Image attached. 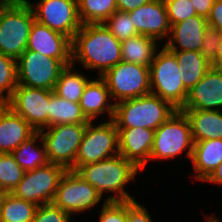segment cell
<instances>
[{
	"instance_id": "6da1fadb",
	"label": "cell",
	"mask_w": 222,
	"mask_h": 222,
	"mask_svg": "<svg viewBox=\"0 0 222 222\" xmlns=\"http://www.w3.org/2000/svg\"><path fill=\"white\" fill-rule=\"evenodd\" d=\"M121 61V41L103 24H82L71 44L72 65L98 70L101 77Z\"/></svg>"
},
{
	"instance_id": "7a4b0ae2",
	"label": "cell",
	"mask_w": 222,
	"mask_h": 222,
	"mask_svg": "<svg viewBox=\"0 0 222 222\" xmlns=\"http://www.w3.org/2000/svg\"><path fill=\"white\" fill-rule=\"evenodd\" d=\"M132 162L120 154L102 161L80 166L76 173L97 189L103 195L112 192L104 201L122 202L135 200L126 187L130 181L140 172Z\"/></svg>"
},
{
	"instance_id": "3957f363",
	"label": "cell",
	"mask_w": 222,
	"mask_h": 222,
	"mask_svg": "<svg viewBox=\"0 0 222 222\" xmlns=\"http://www.w3.org/2000/svg\"><path fill=\"white\" fill-rule=\"evenodd\" d=\"M177 110L170 102L149 93L116 103L113 120L117 128L156 130Z\"/></svg>"
},
{
	"instance_id": "277c9868",
	"label": "cell",
	"mask_w": 222,
	"mask_h": 222,
	"mask_svg": "<svg viewBox=\"0 0 222 222\" xmlns=\"http://www.w3.org/2000/svg\"><path fill=\"white\" fill-rule=\"evenodd\" d=\"M34 21L26 0H4L0 4V53L17 60L27 48Z\"/></svg>"
},
{
	"instance_id": "5b68a950",
	"label": "cell",
	"mask_w": 222,
	"mask_h": 222,
	"mask_svg": "<svg viewBox=\"0 0 222 222\" xmlns=\"http://www.w3.org/2000/svg\"><path fill=\"white\" fill-rule=\"evenodd\" d=\"M149 68L151 93L180 110L186 102L189 91L181 80L175 54L162 46L161 50H157Z\"/></svg>"
},
{
	"instance_id": "8992f818",
	"label": "cell",
	"mask_w": 222,
	"mask_h": 222,
	"mask_svg": "<svg viewBox=\"0 0 222 222\" xmlns=\"http://www.w3.org/2000/svg\"><path fill=\"white\" fill-rule=\"evenodd\" d=\"M193 139L190 123L186 115L177 110L167 121L161 124L154 133L151 160H167L181 156L187 151L186 158L191 160Z\"/></svg>"
},
{
	"instance_id": "52a82bcc",
	"label": "cell",
	"mask_w": 222,
	"mask_h": 222,
	"mask_svg": "<svg viewBox=\"0 0 222 222\" xmlns=\"http://www.w3.org/2000/svg\"><path fill=\"white\" fill-rule=\"evenodd\" d=\"M101 78L105 81L114 104L151 93L148 66L121 61Z\"/></svg>"
},
{
	"instance_id": "ba28073f",
	"label": "cell",
	"mask_w": 222,
	"mask_h": 222,
	"mask_svg": "<svg viewBox=\"0 0 222 222\" xmlns=\"http://www.w3.org/2000/svg\"><path fill=\"white\" fill-rule=\"evenodd\" d=\"M87 123L75 158V171L85 164L102 161L119 154L118 130L113 119L94 125Z\"/></svg>"
},
{
	"instance_id": "9c48e42d",
	"label": "cell",
	"mask_w": 222,
	"mask_h": 222,
	"mask_svg": "<svg viewBox=\"0 0 222 222\" xmlns=\"http://www.w3.org/2000/svg\"><path fill=\"white\" fill-rule=\"evenodd\" d=\"M87 124H58L40 130L50 163L75 171V158Z\"/></svg>"
},
{
	"instance_id": "30bf717a",
	"label": "cell",
	"mask_w": 222,
	"mask_h": 222,
	"mask_svg": "<svg viewBox=\"0 0 222 222\" xmlns=\"http://www.w3.org/2000/svg\"><path fill=\"white\" fill-rule=\"evenodd\" d=\"M66 170L62 165L48 163L33 171H27L11 193L37 206L51 203Z\"/></svg>"
},
{
	"instance_id": "8fae6325",
	"label": "cell",
	"mask_w": 222,
	"mask_h": 222,
	"mask_svg": "<svg viewBox=\"0 0 222 222\" xmlns=\"http://www.w3.org/2000/svg\"><path fill=\"white\" fill-rule=\"evenodd\" d=\"M65 67L58 59L26 49L16 60L18 85L54 91Z\"/></svg>"
},
{
	"instance_id": "7c38bea8",
	"label": "cell",
	"mask_w": 222,
	"mask_h": 222,
	"mask_svg": "<svg viewBox=\"0 0 222 222\" xmlns=\"http://www.w3.org/2000/svg\"><path fill=\"white\" fill-rule=\"evenodd\" d=\"M102 198L97 189L76 171L66 170L59 182L53 203L72 217L73 214H83L91 210Z\"/></svg>"
},
{
	"instance_id": "4fadbf2b",
	"label": "cell",
	"mask_w": 222,
	"mask_h": 222,
	"mask_svg": "<svg viewBox=\"0 0 222 222\" xmlns=\"http://www.w3.org/2000/svg\"><path fill=\"white\" fill-rule=\"evenodd\" d=\"M26 1L38 23L67 36L71 41L82 27L77 0H36L35 3Z\"/></svg>"
},
{
	"instance_id": "5bb4252c",
	"label": "cell",
	"mask_w": 222,
	"mask_h": 222,
	"mask_svg": "<svg viewBox=\"0 0 222 222\" xmlns=\"http://www.w3.org/2000/svg\"><path fill=\"white\" fill-rule=\"evenodd\" d=\"M49 102L50 90L17 85L5 104L40 131L48 127Z\"/></svg>"
},
{
	"instance_id": "9a60e30c",
	"label": "cell",
	"mask_w": 222,
	"mask_h": 222,
	"mask_svg": "<svg viewBox=\"0 0 222 222\" xmlns=\"http://www.w3.org/2000/svg\"><path fill=\"white\" fill-rule=\"evenodd\" d=\"M138 34L151 37L160 42L168 39L170 24L164 0H151L128 12Z\"/></svg>"
},
{
	"instance_id": "2e32d148",
	"label": "cell",
	"mask_w": 222,
	"mask_h": 222,
	"mask_svg": "<svg viewBox=\"0 0 222 222\" xmlns=\"http://www.w3.org/2000/svg\"><path fill=\"white\" fill-rule=\"evenodd\" d=\"M71 44L72 41L67 36L53 31L35 20L30 30L26 49L58 59L65 66H69L71 65Z\"/></svg>"
},
{
	"instance_id": "e0dca14e",
	"label": "cell",
	"mask_w": 222,
	"mask_h": 222,
	"mask_svg": "<svg viewBox=\"0 0 222 222\" xmlns=\"http://www.w3.org/2000/svg\"><path fill=\"white\" fill-rule=\"evenodd\" d=\"M180 110H222V71L211 66L189 90Z\"/></svg>"
},
{
	"instance_id": "ac0fdd59",
	"label": "cell",
	"mask_w": 222,
	"mask_h": 222,
	"mask_svg": "<svg viewBox=\"0 0 222 222\" xmlns=\"http://www.w3.org/2000/svg\"><path fill=\"white\" fill-rule=\"evenodd\" d=\"M119 154L142 170L150 162L155 130L117 128Z\"/></svg>"
},
{
	"instance_id": "d6986e66",
	"label": "cell",
	"mask_w": 222,
	"mask_h": 222,
	"mask_svg": "<svg viewBox=\"0 0 222 222\" xmlns=\"http://www.w3.org/2000/svg\"><path fill=\"white\" fill-rule=\"evenodd\" d=\"M207 18L195 15L171 25L170 34L164 46L170 51H201Z\"/></svg>"
},
{
	"instance_id": "ffe728a7",
	"label": "cell",
	"mask_w": 222,
	"mask_h": 222,
	"mask_svg": "<svg viewBox=\"0 0 222 222\" xmlns=\"http://www.w3.org/2000/svg\"><path fill=\"white\" fill-rule=\"evenodd\" d=\"M35 132L20 115L0 104V153H11Z\"/></svg>"
},
{
	"instance_id": "44dd1931",
	"label": "cell",
	"mask_w": 222,
	"mask_h": 222,
	"mask_svg": "<svg viewBox=\"0 0 222 222\" xmlns=\"http://www.w3.org/2000/svg\"><path fill=\"white\" fill-rule=\"evenodd\" d=\"M79 105L89 121L96 120L99 115H103L105 112L109 116V120L113 119L115 104L105 81L101 77L87 82Z\"/></svg>"
},
{
	"instance_id": "7402d4cb",
	"label": "cell",
	"mask_w": 222,
	"mask_h": 222,
	"mask_svg": "<svg viewBox=\"0 0 222 222\" xmlns=\"http://www.w3.org/2000/svg\"><path fill=\"white\" fill-rule=\"evenodd\" d=\"M191 163L196 180L204 181L222 163V139L195 142Z\"/></svg>"
},
{
	"instance_id": "603a6c76",
	"label": "cell",
	"mask_w": 222,
	"mask_h": 222,
	"mask_svg": "<svg viewBox=\"0 0 222 222\" xmlns=\"http://www.w3.org/2000/svg\"><path fill=\"white\" fill-rule=\"evenodd\" d=\"M191 127L193 142L222 139V110H180Z\"/></svg>"
},
{
	"instance_id": "cb8c5ba5",
	"label": "cell",
	"mask_w": 222,
	"mask_h": 222,
	"mask_svg": "<svg viewBox=\"0 0 222 222\" xmlns=\"http://www.w3.org/2000/svg\"><path fill=\"white\" fill-rule=\"evenodd\" d=\"M37 142H40L39 145ZM16 163L25 171H33L49 162L45 143L39 131L25 140L18 148L11 152Z\"/></svg>"
},
{
	"instance_id": "d4e9b609",
	"label": "cell",
	"mask_w": 222,
	"mask_h": 222,
	"mask_svg": "<svg viewBox=\"0 0 222 222\" xmlns=\"http://www.w3.org/2000/svg\"><path fill=\"white\" fill-rule=\"evenodd\" d=\"M172 52L175 54L178 62L181 80L185 88L189 91L211 68V63L197 51Z\"/></svg>"
},
{
	"instance_id": "484cf974",
	"label": "cell",
	"mask_w": 222,
	"mask_h": 222,
	"mask_svg": "<svg viewBox=\"0 0 222 222\" xmlns=\"http://www.w3.org/2000/svg\"><path fill=\"white\" fill-rule=\"evenodd\" d=\"M158 41L144 35H137L121 41L122 61L150 67L159 44Z\"/></svg>"
},
{
	"instance_id": "4316f807",
	"label": "cell",
	"mask_w": 222,
	"mask_h": 222,
	"mask_svg": "<svg viewBox=\"0 0 222 222\" xmlns=\"http://www.w3.org/2000/svg\"><path fill=\"white\" fill-rule=\"evenodd\" d=\"M48 127L58 124H87L89 120L83 114L79 103L60 98L50 91Z\"/></svg>"
},
{
	"instance_id": "83f0119b",
	"label": "cell",
	"mask_w": 222,
	"mask_h": 222,
	"mask_svg": "<svg viewBox=\"0 0 222 222\" xmlns=\"http://www.w3.org/2000/svg\"><path fill=\"white\" fill-rule=\"evenodd\" d=\"M74 68L75 66L71 64L60 72L54 93L67 101L79 103L84 88L90 79Z\"/></svg>"
},
{
	"instance_id": "f1b7e54d",
	"label": "cell",
	"mask_w": 222,
	"mask_h": 222,
	"mask_svg": "<svg viewBox=\"0 0 222 222\" xmlns=\"http://www.w3.org/2000/svg\"><path fill=\"white\" fill-rule=\"evenodd\" d=\"M37 205L17 198L12 193H4L0 202L1 222H32Z\"/></svg>"
},
{
	"instance_id": "f546056e",
	"label": "cell",
	"mask_w": 222,
	"mask_h": 222,
	"mask_svg": "<svg viewBox=\"0 0 222 222\" xmlns=\"http://www.w3.org/2000/svg\"><path fill=\"white\" fill-rule=\"evenodd\" d=\"M78 14L82 24H102L116 10V0H77Z\"/></svg>"
},
{
	"instance_id": "4dcf8cb0",
	"label": "cell",
	"mask_w": 222,
	"mask_h": 222,
	"mask_svg": "<svg viewBox=\"0 0 222 222\" xmlns=\"http://www.w3.org/2000/svg\"><path fill=\"white\" fill-rule=\"evenodd\" d=\"M17 85L16 59L0 53V104L11 98Z\"/></svg>"
},
{
	"instance_id": "1f68e13d",
	"label": "cell",
	"mask_w": 222,
	"mask_h": 222,
	"mask_svg": "<svg viewBox=\"0 0 222 222\" xmlns=\"http://www.w3.org/2000/svg\"><path fill=\"white\" fill-rule=\"evenodd\" d=\"M24 173L11 153H0V187L5 193L13 191Z\"/></svg>"
},
{
	"instance_id": "d6a6232c",
	"label": "cell",
	"mask_w": 222,
	"mask_h": 222,
	"mask_svg": "<svg viewBox=\"0 0 222 222\" xmlns=\"http://www.w3.org/2000/svg\"><path fill=\"white\" fill-rule=\"evenodd\" d=\"M119 41L139 35L128 12L116 10L102 23Z\"/></svg>"
},
{
	"instance_id": "836d02e7",
	"label": "cell",
	"mask_w": 222,
	"mask_h": 222,
	"mask_svg": "<svg viewBox=\"0 0 222 222\" xmlns=\"http://www.w3.org/2000/svg\"><path fill=\"white\" fill-rule=\"evenodd\" d=\"M164 2L170 26L197 15L190 0H164Z\"/></svg>"
},
{
	"instance_id": "e575fe53",
	"label": "cell",
	"mask_w": 222,
	"mask_h": 222,
	"mask_svg": "<svg viewBox=\"0 0 222 222\" xmlns=\"http://www.w3.org/2000/svg\"><path fill=\"white\" fill-rule=\"evenodd\" d=\"M98 222H128V201H103Z\"/></svg>"
},
{
	"instance_id": "d590c367",
	"label": "cell",
	"mask_w": 222,
	"mask_h": 222,
	"mask_svg": "<svg viewBox=\"0 0 222 222\" xmlns=\"http://www.w3.org/2000/svg\"><path fill=\"white\" fill-rule=\"evenodd\" d=\"M73 219L74 217L51 202L37 207L32 222H74Z\"/></svg>"
},
{
	"instance_id": "8d00e7d4",
	"label": "cell",
	"mask_w": 222,
	"mask_h": 222,
	"mask_svg": "<svg viewBox=\"0 0 222 222\" xmlns=\"http://www.w3.org/2000/svg\"><path fill=\"white\" fill-rule=\"evenodd\" d=\"M221 37L222 33L215 27L208 25L205 28V33L200 53L211 64L216 59L217 48L219 46Z\"/></svg>"
},
{
	"instance_id": "74e56055",
	"label": "cell",
	"mask_w": 222,
	"mask_h": 222,
	"mask_svg": "<svg viewBox=\"0 0 222 222\" xmlns=\"http://www.w3.org/2000/svg\"><path fill=\"white\" fill-rule=\"evenodd\" d=\"M128 222H153L151 214L136 200L128 201Z\"/></svg>"
},
{
	"instance_id": "f35d334b",
	"label": "cell",
	"mask_w": 222,
	"mask_h": 222,
	"mask_svg": "<svg viewBox=\"0 0 222 222\" xmlns=\"http://www.w3.org/2000/svg\"><path fill=\"white\" fill-rule=\"evenodd\" d=\"M207 21L208 25L215 27L222 33V2L215 0Z\"/></svg>"
},
{
	"instance_id": "ab89813d",
	"label": "cell",
	"mask_w": 222,
	"mask_h": 222,
	"mask_svg": "<svg viewBox=\"0 0 222 222\" xmlns=\"http://www.w3.org/2000/svg\"><path fill=\"white\" fill-rule=\"evenodd\" d=\"M196 10V14L207 18L215 0H190Z\"/></svg>"
},
{
	"instance_id": "60d3db41",
	"label": "cell",
	"mask_w": 222,
	"mask_h": 222,
	"mask_svg": "<svg viewBox=\"0 0 222 222\" xmlns=\"http://www.w3.org/2000/svg\"><path fill=\"white\" fill-rule=\"evenodd\" d=\"M151 0H116L117 10L123 12H131L132 10L140 7Z\"/></svg>"
},
{
	"instance_id": "b9f144b4",
	"label": "cell",
	"mask_w": 222,
	"mask_h": 222,
	"mask_svg": "<svg viewBox=\"0 0 222 222\" xmlns=\"http://www.w3.org/2000/svg\"><path fill=\"white\" fill-rule=\"evenodd\" d=\"M204 182L222 185V163L218 165V167L204 180Z\"/></svg>"
},
{
	"instance_id": "7bdbcfd3",
	"label": "cell",
	"mask_w": 222,
	"mask_h": 222,
	"mask_svg": "<svg viewBox=\"0 0 222 222\" xmlns=\"http://www.w3.org/2000/svg\"><path fill=\"white\" fill-rule=\"evenodd\" d=\"M212 67L222 71V37L217 48V55L215 61L211 64Z\"/></svg>"
},
{
	"instance_id": "ee69618b",
	"label": "cell",
	"mask_w": 222,
	"mask_h": 222,
	"mask_svg": "<svg viewBox=\"0 0 222 222\" xmlns=\"http://www.w3.org/2000/svg\"><path fill=\"white\" fill-rule=\"evenodd\" d=\"M205 217L207 222H222V220H219V217H216L215 215L210 214L209 216L205 215Z\"/></svg>"
},
{
	"instance_id": "f6af8a7d",
	"label": "cell",
	"mask_w": 222,
	"mask_h": 222,
	"mask_svg": "<svg viewBox=\"0 0 222 222\" xmlns=\"http://www.w3.org/2000/svg\"><path fill=\"white\" fill-rule=\"evenodd\" d=\"M4 191L1 189V187H0V202H1V199H2V197H3V195H4Z\"/></svg>"
}]
</instances>
